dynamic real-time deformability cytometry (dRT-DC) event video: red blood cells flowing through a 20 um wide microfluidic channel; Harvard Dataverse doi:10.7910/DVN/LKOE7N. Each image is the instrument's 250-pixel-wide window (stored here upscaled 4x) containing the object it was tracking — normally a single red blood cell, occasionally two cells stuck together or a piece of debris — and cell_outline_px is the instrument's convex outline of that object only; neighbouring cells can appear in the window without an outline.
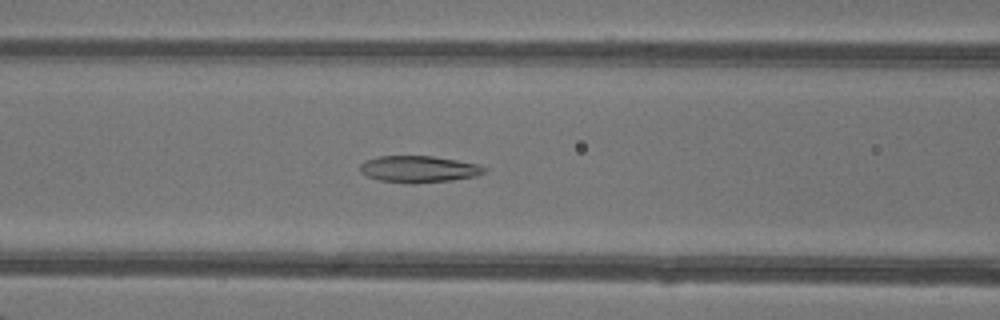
{"species": "common noctule bat (a hibernating species)", "species_latin": "Nyctalus noctula", "temperature_condition": "warm", "stored_images_in_passage": 35, "camera_frame_rate_fps": 3000, "um_per_image_px": 0.085, "animal": {"sex": "female"}, "frame": {"image": 1, "passage_image": 7, "time_ms": 2.0, "image_size_px": [1000, 320], "cell_outline_px": [[488, 168], [484, 172], [476, 176], [452, 180], [412, 184], [408, 184], [380, 180], [368, 176], [360, 172], [360, 164], [364, 160], [376, 156], [432, 156], [480, 164]], "centroid_in_image_um": [35.59, 14.37], "position_along_channel_um": 131.0, "area_um2": 19.48}}
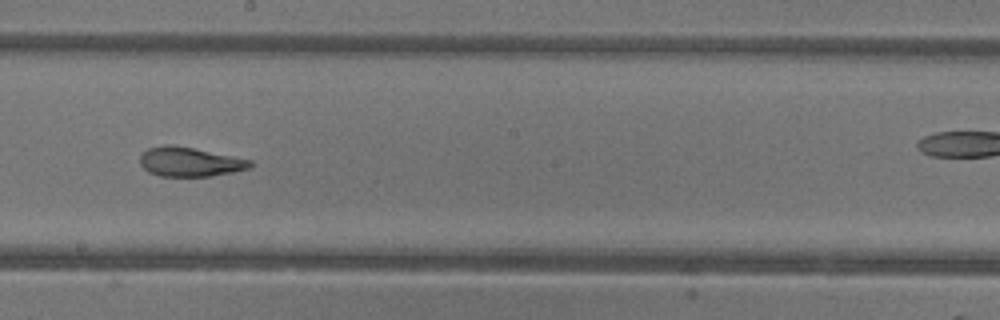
{"frame": {"image": 2, "passage_image": 14, "time_ms": 4.333, "image_size_px": [1000, 320], "cell_outline_px": [[252, 164], [248, 168], [232, 172], [212, 176], [160, 176], [148, 172], [140, 164], [140, 156], [148, 148], [164, 144], [172, 144], [252, 160]], "centroid_in_image_um": [16.09, 13.75], "position_along_channel_um": 232.1, "area_um2": 18.67}}
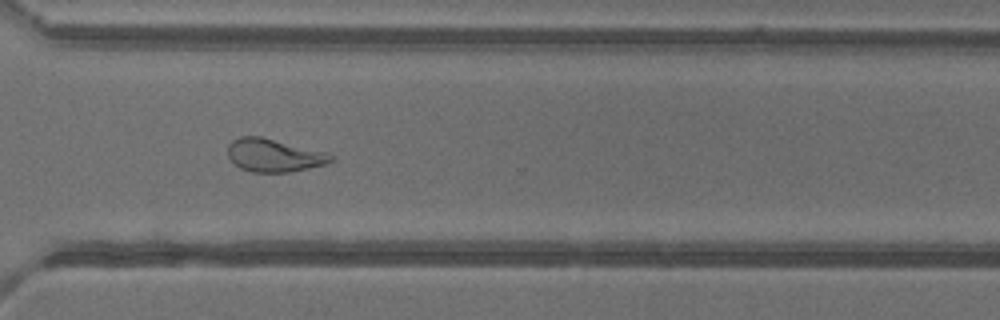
{"frame": {"image": 3, "passage_image": 22, "time_ms": 7.0, "image_size_px": [1000, 320], "cell_outline_px": [[336, 156], [332, 160], [324, 164], [308, 168], [288, 172], [252, 172], [240, 168], [228, 156], [228, 144], [232, 140], [240, 136], [260, 136], [328, 152]], "centroid_in_image_um": [23.29, 13.19], "position_along_channel_um": 347.3, "area_um2": 19.83}, "authors_computed_cell_mechanics": {"area_um2": 19.8832, "velocity_mm_per_s": 4.3331, "shape_relaxation_time_tau1_ms": 7.0654, "shape_relaxation_time_tau2_ms": 1.7707, "deformation_change_tau1": 0.2326, "deformation_change_tau2": 0.1019}}